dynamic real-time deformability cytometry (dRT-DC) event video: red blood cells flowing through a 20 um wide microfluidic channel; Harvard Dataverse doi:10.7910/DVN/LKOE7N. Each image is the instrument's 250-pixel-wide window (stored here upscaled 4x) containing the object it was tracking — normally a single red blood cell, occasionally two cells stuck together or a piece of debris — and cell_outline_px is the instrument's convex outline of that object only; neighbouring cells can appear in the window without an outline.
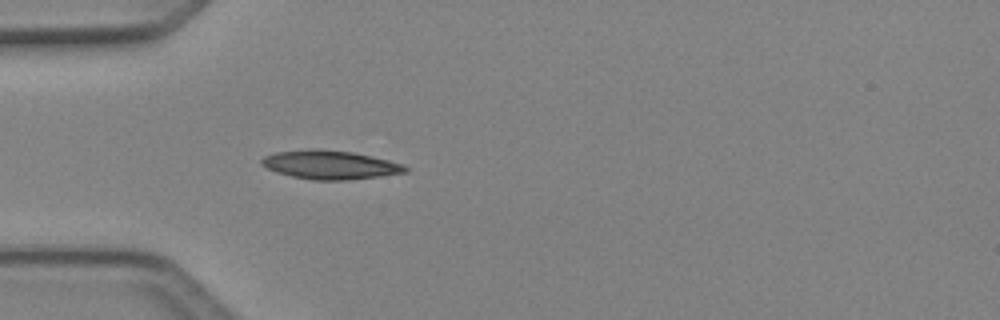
{"species": "Egyptian fruit bat (a non-hibernating species)", "species_latin": "Rousettus aegyptiacus", "temperature_condition": "cold", "stored_images_in_passage": 4, "camera_frame_rate_fps": 3000, "um_per_image_px": 0.085, "animal": {"sex": "female"}, "frame": {"image": 1, "passage_image": 4, "time_ms": 1.0, "image_size_px": [1000, 320], "cell_outline_px": [[408, 172], [380, 176], [348, 180], [312, 180], [292, 176], [276, 172], [260, 164], [260, 160], [264, 156], [276, 152], [312, 148], [316, 148], [352, 152], [388, 160], [404, 164], [408, 168]], "centroid_in_image_um": [28.05, 14.0], "position_along_channel_um": 57.0, "area_um2": 24.1}}